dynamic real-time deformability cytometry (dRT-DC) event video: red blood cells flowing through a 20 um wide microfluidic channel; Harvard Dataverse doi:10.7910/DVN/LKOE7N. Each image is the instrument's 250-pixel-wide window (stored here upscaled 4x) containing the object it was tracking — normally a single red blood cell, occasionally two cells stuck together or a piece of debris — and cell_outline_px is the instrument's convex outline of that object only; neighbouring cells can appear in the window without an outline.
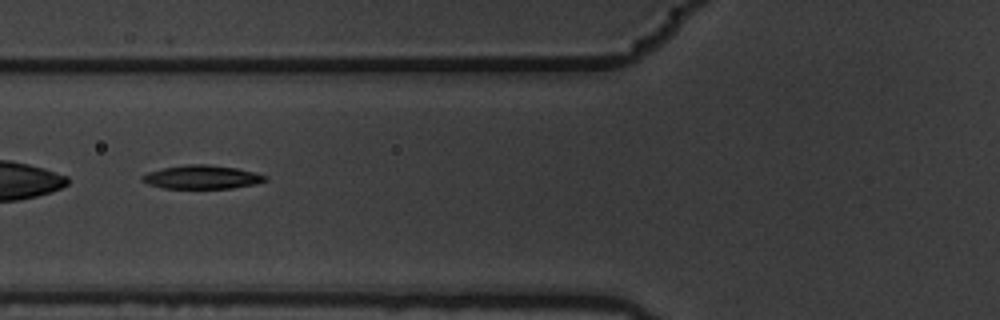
{"species": "common noctule bat (a hibernating species)", "species_latin": "Nyctalus noctula", "temperature_condition": "warm", "stored_images_in_passage": 8, "camera_frame_rate_fps": 3000, "um_per_image_px": 0.085, "animal": {"sex": "male", "body_mass_g": 19.5, "forearm_length_mm": 54.6}, "frame": {"image": 1, "passage_image": 4, "time_ms": 1.0, "image_size_px": [1000, 320], "cell_outline_px": [[268, 180], [256, 184], [232, 188], [164, 188], [148, 184], [140, 180], [140, 176], [148, 172], [164, 168], [184, 164], [208, 164], [236, 168], [256, 172], [268, 176]], "centroid_in_image_um": [17.18, 15.05], "position_along_channel_um": 108.6, "area_um2": 17.05}}
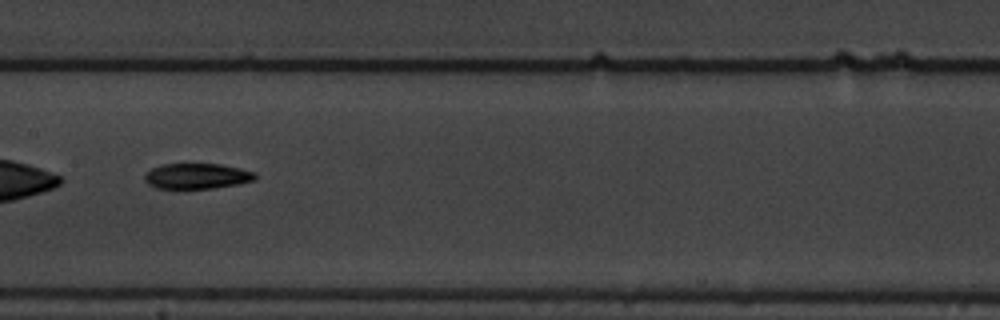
{"frame": {"image": 2, "passage_image": 6, "time_ms": 1.667, "image_size_px": [1000, 320], "cell_outline_px": [[256, 180], [236, 184], [212, 188], [156, 188], [148, 184], [144, 180], [144, 176], [152, 168], [164, 164], [220, 164], [240, 168], [256, 172]], "centroid_in_image_um": [16.75, 14.96], "position_along_channel_um": 190.6, "area_um2": 16.3}}
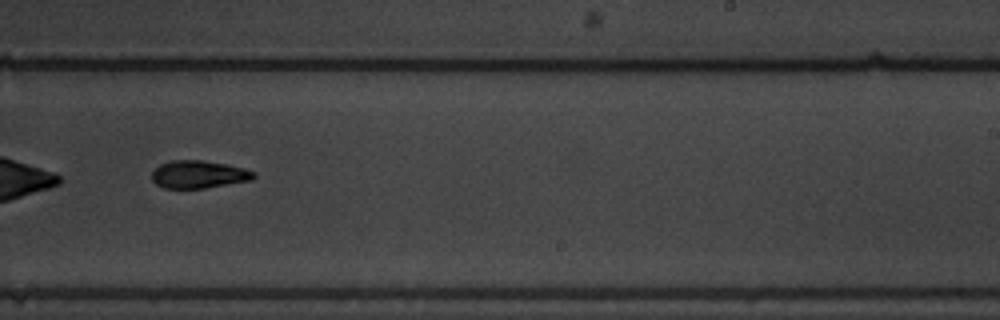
{"frame": {"image": 3, "passage_image": 8, "time_ms": 2.333, "image_size_px": [1000, 320], "cell_outline_px": [[256, 176], [248, 180], [204, 188], [164, 188], [156, 184], [152, 180], [152, 172], [160, 164], [172, 160], [200, 160], [224, 164], [244, 168], [256, 172]], "centroid_in_image_um": [16.85, 14.82], "position_along_channel_um": 272.1, "area_um2": 16.18}}